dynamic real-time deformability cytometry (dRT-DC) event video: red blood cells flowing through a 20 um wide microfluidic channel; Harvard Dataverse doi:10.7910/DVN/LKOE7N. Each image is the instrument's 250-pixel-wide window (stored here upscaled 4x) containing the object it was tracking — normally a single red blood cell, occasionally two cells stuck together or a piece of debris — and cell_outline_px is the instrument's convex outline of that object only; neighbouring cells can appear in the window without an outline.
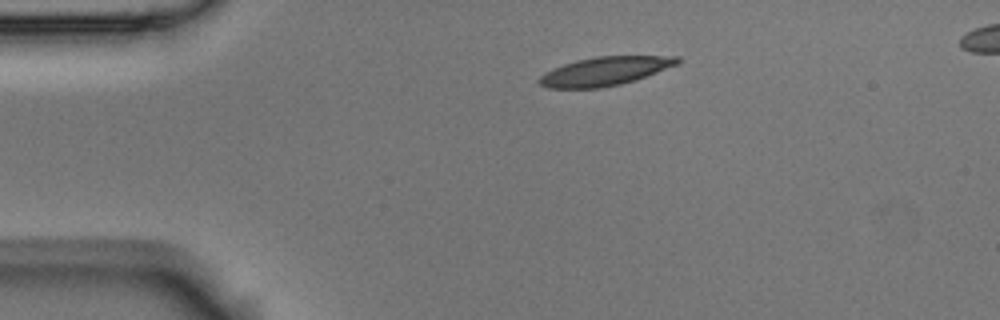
{"species": "Egyptian fruit bat (a non-hibernating species)", "species_latin": "Rousettus aegyptiacus", "temperature_condition": "room temperature", "stored_images_in_passage": 48, "segment_of_instrument_passage": [1, 2], "camera_frame_rate_fps": 3000, "um_per_image_px": 0.085, "animal": {"sex": "male"}, "frame": {"image": 1, "passage_image": 1, "time_ms": 0.0, "image_size_px": [1000, 320], "cell_outline_px": [[680, 64], [636, 80], [620, 84], [600, 88], [548, 88], [540, 84], [536, 80], [540, 76], [552, 68], [576, 60], [596, 56], [680, 56]], "centroid_in_image_um": [51.44, 6.05], "position_along_channel_um": 33.6, "area_um2": 23.24}}
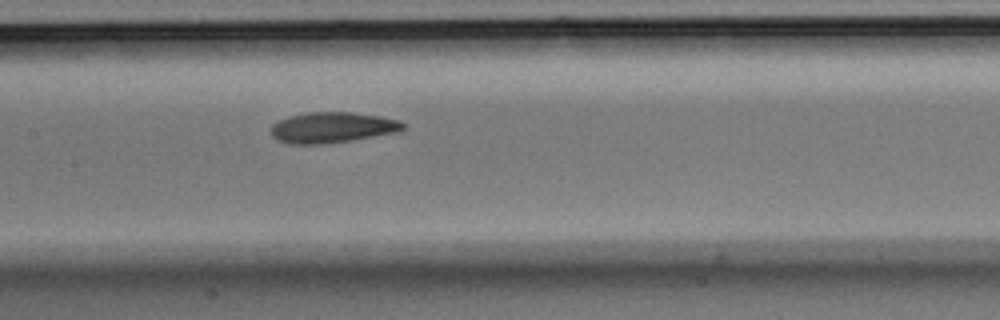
{"frame": {"image": 2, "passage_image": 17, "time_ms": 5.333, "image_size_px": [1000, 320], "cell_outline_px": [[408, 124], [400, 132], [328, 144], [288, 144], [276, 140], [268, 132], [268, 128], [272, 124], [288, 116], [308, 112], [352, 112], [380, 116], [400, 120]], "centroid_in_image_um": [28.23, 10.84], "position_along_channel_um": 179.2, "area_um2": 24.22}}
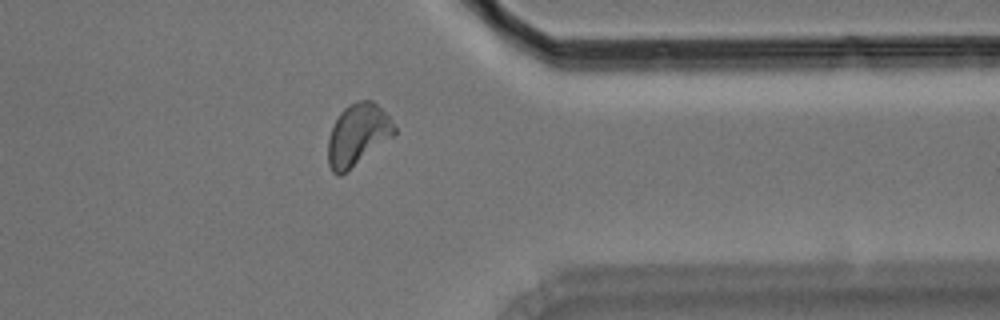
{"frame": {"image": 3, "passage_image": 35, "time_ms": 11.333, "image_size_px": [1000, 320], "cell_outline_px": [[396, 136], [340, 176], [336, 176], [332, 172], [328, 164], [328, 140], [332, 128], [340, 112], [348, 104], [360, 100], [372, 100], [392, 120], [396, 128]], "centroid_in_image_um": [30.42, 11.48], "position_along_channel_um": 381.0, "area_um2": 24.04}}